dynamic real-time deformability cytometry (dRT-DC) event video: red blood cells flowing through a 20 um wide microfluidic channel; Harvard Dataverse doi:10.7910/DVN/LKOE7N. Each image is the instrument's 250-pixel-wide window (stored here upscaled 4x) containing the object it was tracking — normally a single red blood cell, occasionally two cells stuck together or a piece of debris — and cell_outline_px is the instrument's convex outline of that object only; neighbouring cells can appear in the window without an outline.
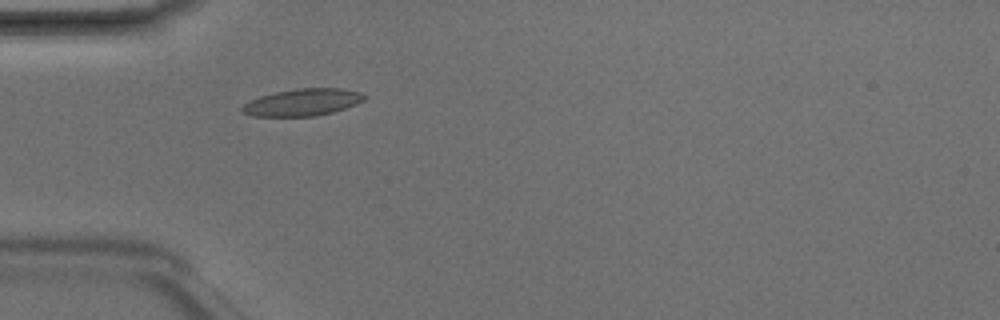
{"species": "Egyptian fruit bat (a non-hibernating species)", "species_latin": "Rousettus aegyptiacus", "temperature_condition": "room temperature", "stored_images_in_passage": 4, "camera_frame_rate_fps": 3000, "um_per_image_px": 0.085, "animal": {"sex": "male"}, "frame": {"image": 1, "passage_image": 4, "time_ms": 1.0, "image_size_px": [1000, 320], "cell_outline_px": [[368, 96], [364, 100], [356, 104], [332, 112], [316, 116], [252, 116], [240, 112], [240, 108], [244, 104], [260, 96], [276, 92], [296, 88], [340, 88], [360, 92]], "centroid_in_image_um": [25.71, 8.69], "position_along_channel_um": 59.3, "area_um2": 19.25}}